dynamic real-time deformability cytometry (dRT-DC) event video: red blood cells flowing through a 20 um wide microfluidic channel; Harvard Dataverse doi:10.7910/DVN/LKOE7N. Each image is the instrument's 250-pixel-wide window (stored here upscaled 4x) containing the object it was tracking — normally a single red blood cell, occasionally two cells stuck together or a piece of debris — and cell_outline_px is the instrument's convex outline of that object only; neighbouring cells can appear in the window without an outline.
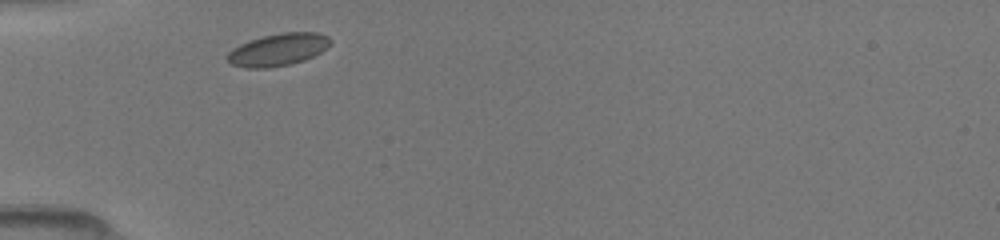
{"species": "common noctule bat (a hibernating species)", "species_latin": "Nyctalus noctula", "temperature_condition": "room temperature", "stored_images_in_passage": 3, "camera_frame_rate_fps": 3000, "um_per_image_px": 0.085, "animal": {"sex": "female", "body_mass_g": 19.5, "forearm_length_mm": 54.1}, "frame": {"image": 1, "passage_image": 1, "time_ms": 0.0, "image_size_px": [1000, 240], "cell_outline_px": [[332, 40], [320, 52], [304, 60], [292, 64], [268, 68], [244, 68], [232, 64], [228, 60], [228, 52], [232, 48], [248, 40], [280, 32], [316, 32], [328, 36]], "centroid_in_image_um": [23.61, 4.22], "position_along_channel_um": 61.4, "area_um2": 19.36}}
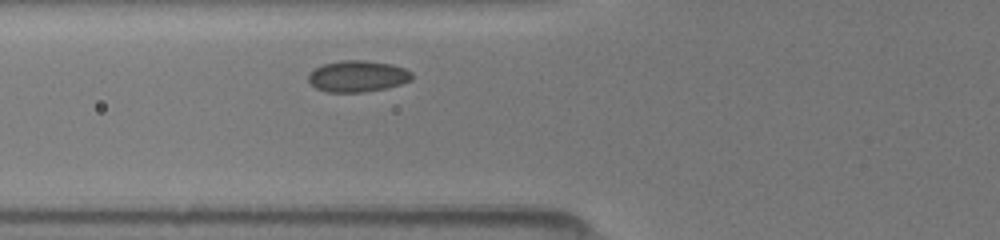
{"frame": {"image": 2, "passage_image": 3, "time_ms": 1.0, "image_size_px": [1000, 240], "cell_outline_px": [[412, 80], [400, 84], [384, 88], [364, 92], [328, 92], [316, 88], [308, 80], [308, 76], [316, 68], [324, 64], [344, 60], [364, 60], [392, 64], [404, 68], [412, 72]], "centroid_in_image_um": [30.42, 6.48], "position_along_channel_um": 95.4, "area_um2": 18.73}}